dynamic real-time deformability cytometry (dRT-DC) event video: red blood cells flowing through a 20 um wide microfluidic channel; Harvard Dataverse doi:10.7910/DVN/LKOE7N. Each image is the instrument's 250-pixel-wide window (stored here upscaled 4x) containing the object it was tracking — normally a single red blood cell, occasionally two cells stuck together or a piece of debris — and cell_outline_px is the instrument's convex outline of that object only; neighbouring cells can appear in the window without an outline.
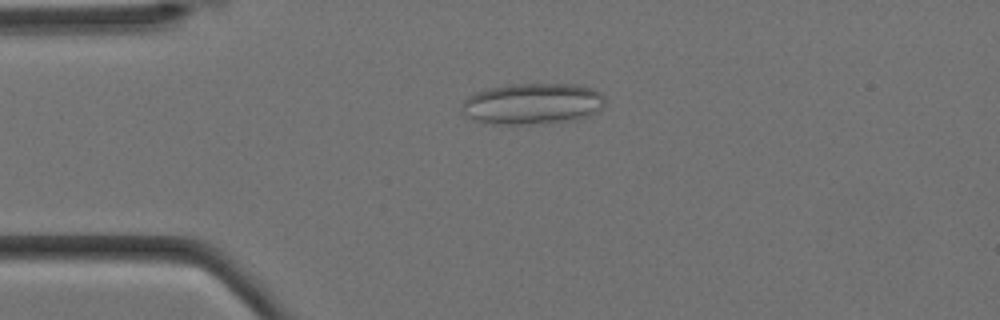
{"species": "Egyptian fruit bat (a non-hibernating species)", "species_latin": "Rousettus aegyptiacus", "temperature_condition": "cold", "stored_images_in_passage": 6, "camera_frame_rate_fps": 3000, "um_per_image_px": 0.085, "animal": {"sex": "female"}, "frame": {"image": 1, "passage_image": 4, "time_ms": 1.0, "image_size_px": [1000, 320], "cell_outline_px": [[604, 108], [588, 116], [576, 120], [532, 124], [492, 124], [476, 120], [460, 112], [460, 108], [464, 100], [468, 96], [476, 92], [492, 88], [512, 84], [576, 84], [592, 88], [600, 92], [604, 96]], "centroid_in_image_um": [45.29, 8.82], "position_along_channel_um": 39.7, "area_um2": 34.51}}